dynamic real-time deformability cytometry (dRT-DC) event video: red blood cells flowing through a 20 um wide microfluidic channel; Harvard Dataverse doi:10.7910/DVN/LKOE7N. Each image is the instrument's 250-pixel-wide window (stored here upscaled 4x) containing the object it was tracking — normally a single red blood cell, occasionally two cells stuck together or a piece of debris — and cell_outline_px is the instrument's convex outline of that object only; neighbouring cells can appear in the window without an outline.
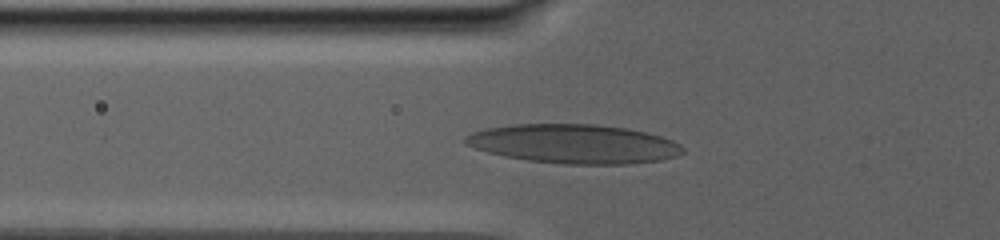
{"species": "human", "species_latin": "Homo sapiens", "temperature_condition": "warm", "stored_images_in_passage": 4, "camera_frame_rate_fps": 3000, "um_per_image_px": 0.085, "donor": {"sex": "male"}, "frame": {"image": 1, "passage_image": 2, "time_ms": 1.0, "image_size_px": [1000, 240], "cell_outline_px": [[684, 152], [676, 156], [660, 160], [628, 164], [564, 164], [528, 160], [504, 156], [488, 152], [464, 144], [464, 136], [472, 132], [484, 128], [512, 124], [596, 124], [628, 128], [660, 136], [672, 140], [680, 144], [684, 148]], "centroid_in_image_um": [48.77, 12.22], "position_along_channel_um": 77.0, "area_um2": 49.65}}
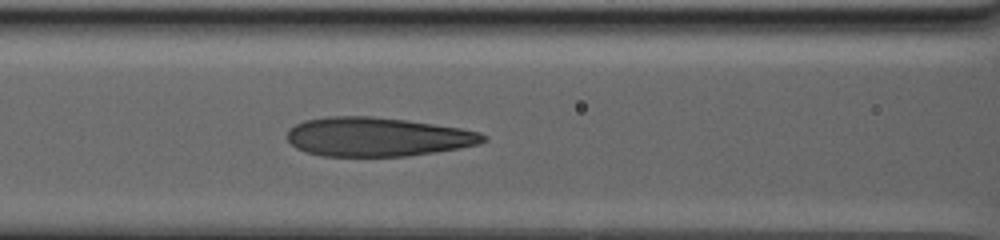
{"frame": {"image": 2, "passage_image": 4, "time_ms": 3.333, "image_size_px": [1000, 240], "cell_outline_px": [[488, 140], [480, 144], [460, 148], [436, 152], [408, 156], [324, 156], [308, 152], [296, 148], [288, 140], [288, 128], [304, 120], [328, 116], [372, 116], [408, 120], [460, 128], [480, 132], [488, 136]], "centroid_in_image_um": [32.11, 11.63], "position_along_channel_um": 134.5, "area_um2": 44.8}}